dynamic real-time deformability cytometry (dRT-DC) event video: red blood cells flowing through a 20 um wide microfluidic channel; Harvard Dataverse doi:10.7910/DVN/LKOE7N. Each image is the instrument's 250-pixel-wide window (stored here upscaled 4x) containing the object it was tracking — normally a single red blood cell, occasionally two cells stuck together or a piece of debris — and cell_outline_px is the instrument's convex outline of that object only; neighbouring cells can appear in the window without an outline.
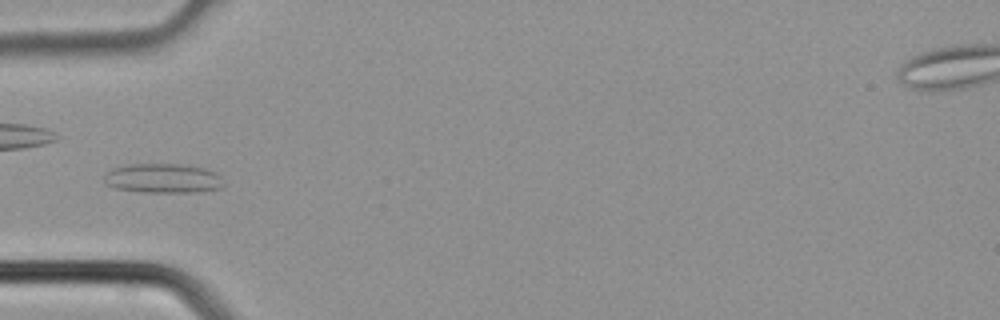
{"species": "common noctule bat (a hibernating species)", "species_latin": "Nyctalus noctula", "temperature_condition": "cold", "stored_images_in_passage": 4, "camera_frame_rate_fps": 3000, "um_per_image_px": 0.085, "animal": {"sex": "male", "body_mass_g": 21.5, "forearm_length_mm": 52.0}, "frame": {"image": 1, "passage_image": 4, "time_ms": 1.0, "image_size_px": [1000, 320], "cell_outline_px": [[224, 184], [220, 188], [200, 192], [140, 192], [116, 188], [104, 184], [104, 180], [108, 172], [112, 168], [128, 164], [184, 164], [204, 168], [216, 172], [220, 176]], "centroid_in_image_um": [13.87, 15.16], "position_along_channel_um": 71.1, "area_um2": 20.63}}